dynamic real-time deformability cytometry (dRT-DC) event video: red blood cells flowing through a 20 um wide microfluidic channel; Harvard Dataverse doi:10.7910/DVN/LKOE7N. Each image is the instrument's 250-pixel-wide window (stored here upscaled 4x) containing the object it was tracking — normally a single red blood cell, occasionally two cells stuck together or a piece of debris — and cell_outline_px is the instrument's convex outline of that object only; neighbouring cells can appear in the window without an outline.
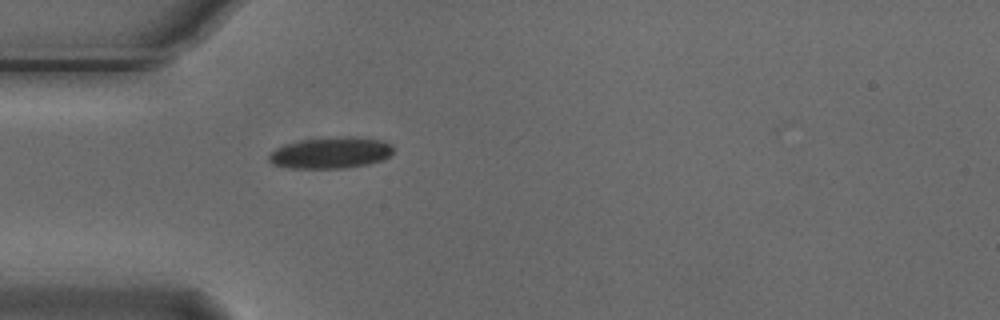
{"species": "Egyptian fruit bat (a non-hibernating species)", "species_latin": "Rousettus aegyptiacus", "temperature_condition": "cold", "stored_images_in_passage": 4, "camera_frame_rate_fps": 3000, "um_per_image_px": 0.085, "animal": {"sex": "male"}, "frame": {"image": 1, "passage_image": 4, "time_ms": 1.0, "image_size_px": [1000, 320], "cell_outline_px": [[392, 152], [384, 160], [368, 164], [344, 168], [292, 168], [272, 164], [268, 160], [268, 156], [276, 148], [284, 144], [300, 140], [340, 136], [352, 136], [384, 140], [392, 144]], "centroid_in_image_um": [28.13, 12.98], "position_along_channel_um": 56.9, "area_um2": 22.89}}